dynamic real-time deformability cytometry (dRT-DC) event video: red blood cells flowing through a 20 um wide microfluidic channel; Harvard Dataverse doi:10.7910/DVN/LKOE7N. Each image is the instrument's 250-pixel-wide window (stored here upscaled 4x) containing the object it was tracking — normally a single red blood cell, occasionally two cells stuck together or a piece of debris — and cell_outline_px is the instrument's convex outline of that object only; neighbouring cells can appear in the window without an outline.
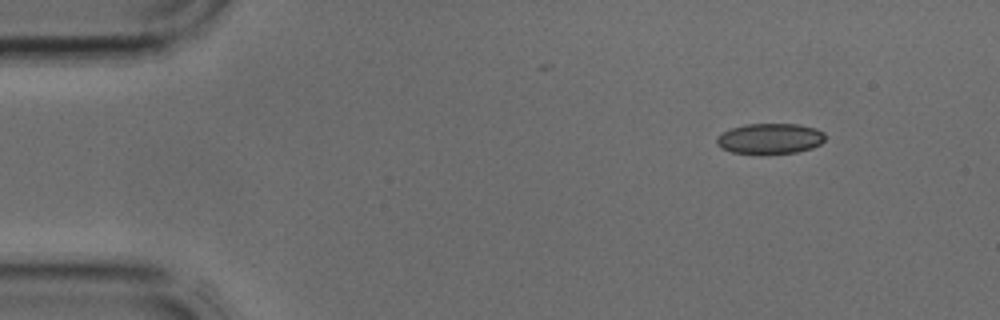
{"species": "common noctule bat (a hibernating species)", "species_latin": "Nyctalus noctula", "temperature_condition": "cold", "stored_images_in_passage": 3, "camera_frame_rate_fps": 3000, "um_per_image_px": 0.085, "animal": {"sex": "male", "body_mass_g": 17.9, "forearm_length_mm": 54.2}, "frame": {"image": 1, "passage_image": 1, "time_ms": 0.0, "image_size_px": [1000, 320], "cell_outline_px": [[824, 140], [820, 144], [812, 148], [796, 152], [764, 156], [760, 156], [732, 152], [720, 148], [716, 144], [716, 136], [732, 128], [748, 124], [800, 124], [816, 128], [824, 132]], "centroid_in_image_um": [65.43, 11.82], "position_along_channel_um": 19.6, "area_um2": 19.88}}
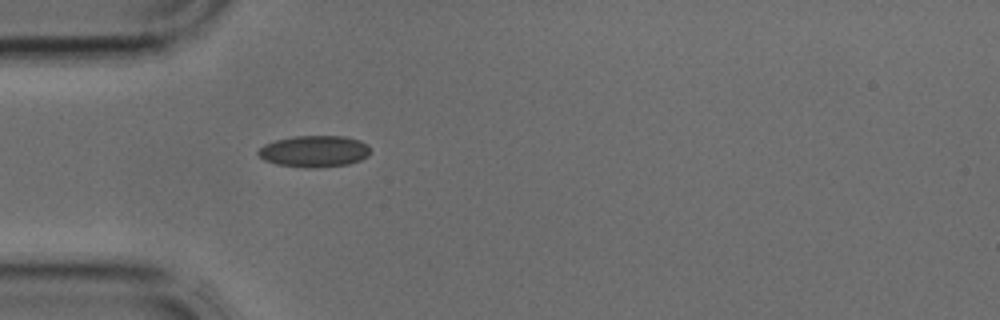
{"frame": {"image": 2, "passage_image": 3, "time_ms": 0.667, "image_size_px": [1000, 320], "cell_outline_px": [[368, 156], [360, 160], [348, 164], [316, 168], [304, 168], [276, 164], [264, 160], [256, 152], [264, 144], [276, 140], [292, 136], [344, 136], [360, 140], [368, 144]], "centroid_in_image_um": [26.7, 12.86], "position_along_channel_um": 58.3, "area_um2": 20.69}}